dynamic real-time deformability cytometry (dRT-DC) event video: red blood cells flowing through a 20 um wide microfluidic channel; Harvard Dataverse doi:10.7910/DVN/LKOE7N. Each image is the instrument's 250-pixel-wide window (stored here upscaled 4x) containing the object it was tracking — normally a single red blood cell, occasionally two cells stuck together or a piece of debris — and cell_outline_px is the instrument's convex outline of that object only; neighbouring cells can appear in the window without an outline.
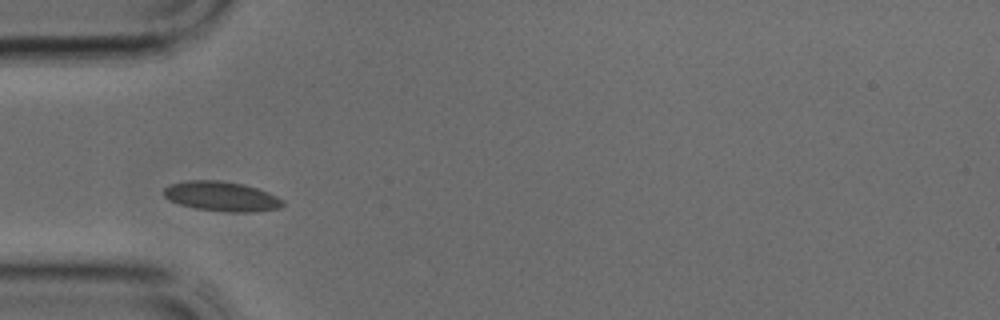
{"species": "common noctule bat (a hibernating species)", "species_latin": "Nyctalus noctula", "temperature_condition": "cold", "stored_images_in_passage": 33, "camera_frame_rate_fps": 3000, "um_per_image_px": 0.085, "animal": {"sex": "male", "body_mass_g": 17.9, "forearm_length_mm": 54.2}, "frame": {"image": 1, "passage_image": 6, "time_ms": 1.667, "image_size_px": [1000, 320], "cell_outline_px": [[284, 204], [280, 208], [252, 212], [228, 212], [196, 208], [180, 204], [168, 200], [164, 196], [164, 188], [172, 184], [188, 180], [220, 180], [244, 184], [268, 192], [284, 200]], "centroid_in_image_um": [18.85, 16.69], "position_along_channel_um": 66.2, "area_um2": 20.58}}
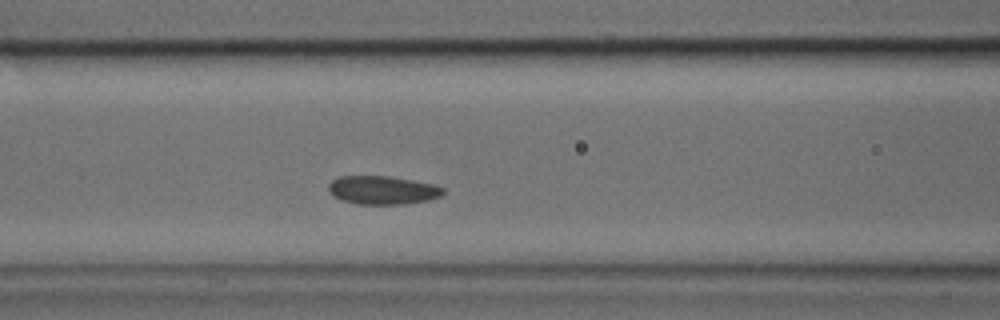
{"frame": {"image": 2, "passage_image": 10, "time_ms": 3.0, "image_size_px": [1000, 320], "cell_outline_px": [[444, 192], [440, 196], [428, 200], [404, 204], [356, 204], [340, 200], [328, 188], [328, 184], [332, 180], [340, 176], [388, 176], [436, 184], [444, 188]], "centroid_in_image_um": [32.54, 16.16], "position_along_channel_um": 134.1, "area_um2": 18.96}}